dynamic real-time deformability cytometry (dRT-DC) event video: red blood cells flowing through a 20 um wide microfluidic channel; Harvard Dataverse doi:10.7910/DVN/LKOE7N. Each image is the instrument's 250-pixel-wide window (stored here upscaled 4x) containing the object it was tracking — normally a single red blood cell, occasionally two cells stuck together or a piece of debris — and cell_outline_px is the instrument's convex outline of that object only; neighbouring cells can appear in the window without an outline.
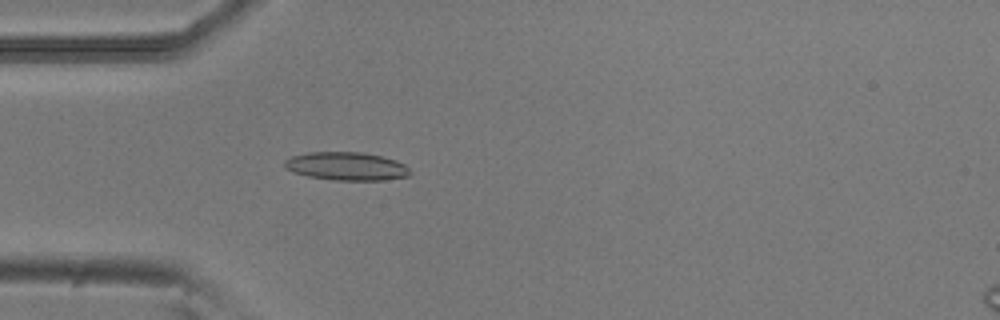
{"species": "common noctule bat (a hibernating species)", "species_latin": "Nyctalus noctula", "temperature_condition": "room temperature", "stored_images_in_passage": 3, "camera_frame_rate_fps": 3000, "um_per_image_px": 0.085, "animal": {"sex": "male", "body_mass_g": 20.5, "forearm_length_mm": 52.5}, "frame": {"image": 1, "passage_image": 3, "time_ms": 0.667, "image_size_px": [1000, 320], "cell_outline_px": [[412, 172], [408, 176], [384, 180], [332, 180], [308, 176], [292, 172], [284, 168], [284, 160], [292, 156], [308, 152], [364, 152], [396, 160], [404, 164]], "centroid_in_image_um": [29.43, 14.13], "position_along_channel_um": 55.6, "area_um2": 20.75}}